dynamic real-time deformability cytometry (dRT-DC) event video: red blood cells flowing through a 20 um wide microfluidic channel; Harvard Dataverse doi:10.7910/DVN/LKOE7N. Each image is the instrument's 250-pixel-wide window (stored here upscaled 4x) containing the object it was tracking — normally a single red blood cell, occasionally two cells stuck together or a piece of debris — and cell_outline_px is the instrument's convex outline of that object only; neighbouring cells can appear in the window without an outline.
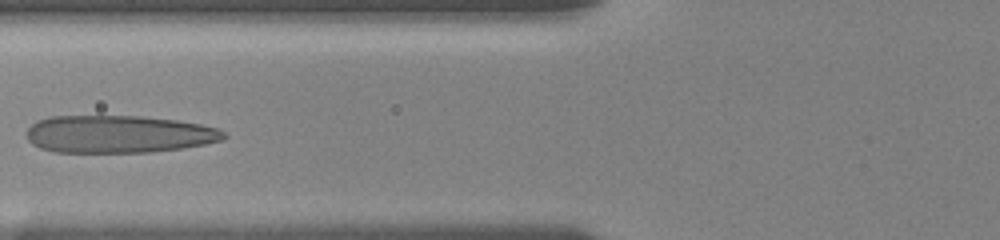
{"species": "human", "species_latin": "Homo sapiens", "temperature_condition": "room temperature", "stored_images_in_passage": 22, "camera_frame_rate_fps": 3000, "um_per_image_px": 0.085, "donor": {"sex": "female"}, "frame": {"image": 1, "passage_image": 3, "time_ms": 1.667, "image_size_px": [1000, 240], "cell_outline_px": [[228, 136], [224, 140], [184, 148], [152, 152], [56, 152], [40, 148], [32, 144], [28, 140], [28, 128], [36, 120], [48, 116], [140, 116], [176, 120], [200, 124], [216, 128], [224, 132]], "centroid_in_image_um": [10.08, 11.4], "position_along_channel_um": 115.7, "area_um2": 43.29}}
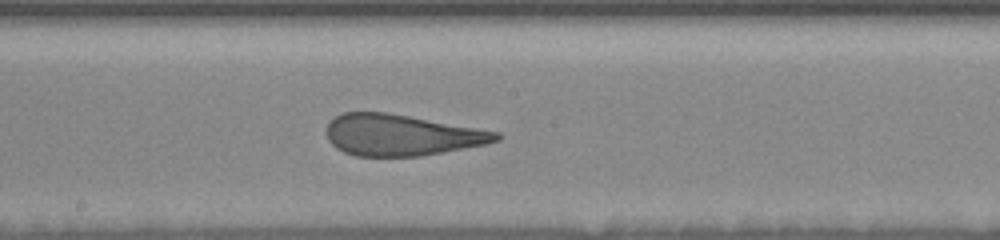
{"frame": {"image": 2, "passage_image": 8, "time_ms": 4.333, "image_size_px": [1000, 240], "cell_outline_px": [[504, 136], [500, 140], [484, 144], [420, 156], [356, 156], [344, 152], [336, 148], [328, 140], [328, 124], [336, 116], [344, 112], [388, 112], [500, 132]], "centroid_in_image_um": [34.13, 11.47], "position_along_channel_um": 214.1, "area_um2": 40.52}}
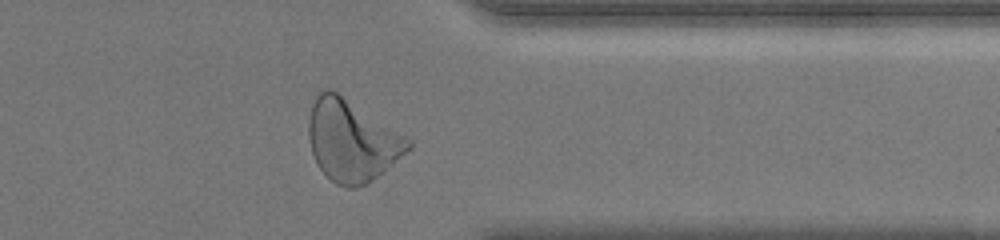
{"frame": {"image": 3, "passage_image": 19, "time_ms": 9.0, "image_size_px": [1000, 240], "cell_outline_px": [[412, 148], [368, 184], [356, 188], [344, 188], [336, 184], [316, 164], [312, 152], [308, 136], [308, 124], [312, 104], [320, 88], [328, 88], [336, 92], [412, 140]], "centroid_in_image_um": [29.89, 11.97], "position_along_channel_um": 381.5, "area_um2": 46.99}, "authors_computed_cell_mechanics": {"area_um2": 42.0784, "velocity_mm_per_s": 3.6746, "shape_relaxation_time_tau1_ms": 6.4534, "shape_relaxation_time_tau2_ms": 1.1753, "deformation_change_tau1": 0.2337, "deformation_change_tau2": 0.1176}}